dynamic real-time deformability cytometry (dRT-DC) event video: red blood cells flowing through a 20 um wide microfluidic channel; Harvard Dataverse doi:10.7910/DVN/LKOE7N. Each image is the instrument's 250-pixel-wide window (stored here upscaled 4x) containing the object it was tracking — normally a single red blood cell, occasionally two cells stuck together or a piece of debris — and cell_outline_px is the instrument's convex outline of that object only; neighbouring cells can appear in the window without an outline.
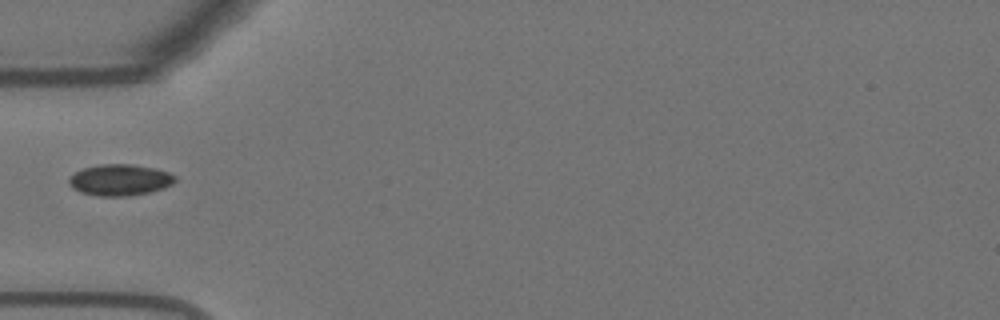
{"species": "Egyptian fruit bat (a non-hibernating species)", "species_latin": "Rousettus aegyptiacus", "temperature_condition": "warm", "stored_images_in_passage": 35, "camera_frame_rate_fps": 3000, "um_per_image_px": 0.085, "animal": {"sex": "female"}, "frame": {"image": 1, "passage_image": 1, "time_ms": 0.0, "image_size_px": [1000, 320], "cell_outline_px": [[176, 180], [172, 184], [164, 188], [152, 192], [128, 196], [100, 196], [80, 192], [72, 188], [68, 184], [68, 176], [84, 168], [100, 164], [132, 164], [156, 168], [168, 172], [176, 176]], "centroid_in_image_um": [10.19, 15.29], "position_along_channel_um": 74.8, "area_um2": 19.59}}
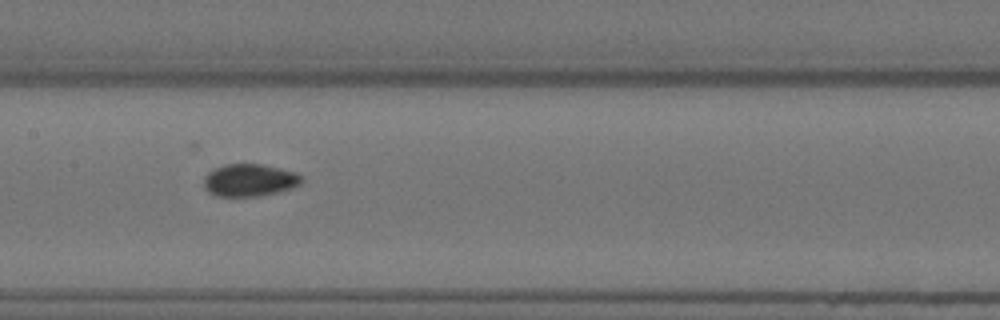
{"frame": {"image": 2, "passage_image": 10, "time_ms": 3.0, "image_size_px": [1000, 320], "cell_outline_px": [[304, 180], [300, 184], [292, 188], [260, 196], [216, 196], [208, 192], [204, 188], [204, 176], [212, 168], [224, 164], [260, 164], [280, 168], [296, 172], [304, 176]], "centroid_in_image_um": [21.21, 15.31], "position_along_channel_um": 186.2, "area_um2": 18.73}}
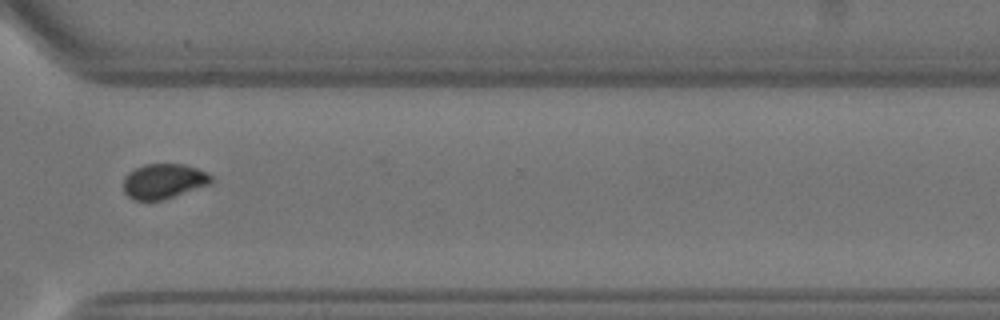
{"frame": {"image": 3, "passage_image": 24, "time_ms": 7.667, "image_size_px": [1000, 320], "cell_outline_px": [[212, 184], [164, 200], [136, 200], [128, 196], [124, 192], [124, 176], [128, 172], [144, 164], [184, 164], [208, 172], [212, 176]], "centroid_in_image_um": [13.94, 15.4], "position_along_channel_um": 356.7, "area_um2": 18.09}}